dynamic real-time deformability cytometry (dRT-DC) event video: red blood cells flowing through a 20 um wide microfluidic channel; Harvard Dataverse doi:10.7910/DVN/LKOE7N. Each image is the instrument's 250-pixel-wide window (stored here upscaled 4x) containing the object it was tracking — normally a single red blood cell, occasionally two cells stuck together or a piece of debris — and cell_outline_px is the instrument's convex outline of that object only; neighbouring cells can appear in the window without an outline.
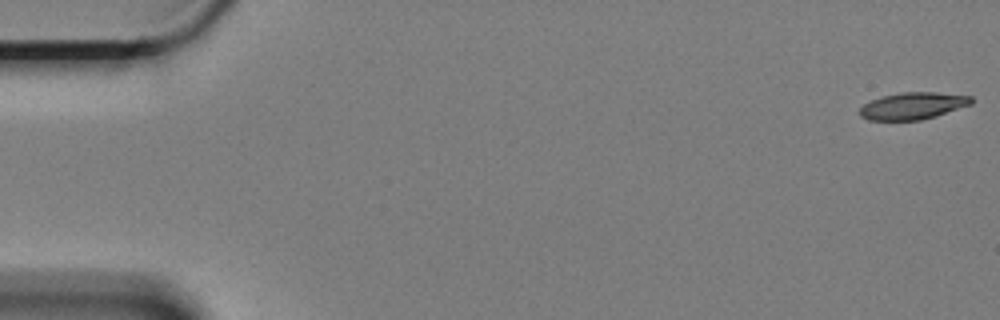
{"species": "Egyptian fruit bat (a non-hibernating species)", "species_latin": "Rousettus aegyptiacus", "temperature_condition": "cold", "stored_images_in_passage": 60, "camera_frame_rate_fps": 3000, "um_per_image_px": 0.085, "animal": {"sex": "female"}, "frame": {"image": 1, "passage_image": 1, "time_ms": 0.0, "image_size_px": [1000, 320], "cell_outline_px": [[972, 104], [936, 116], [920, 120], [868, 120], [860, 116], [860, 108], [864, 104], [872, 100], [884, 96], [900, 92], [936, 92], [972, 96]], "centroid_in_image_um": [77.61, 8.99], "position_along_channel_um": 7.4, "area_um2": 17.46}}
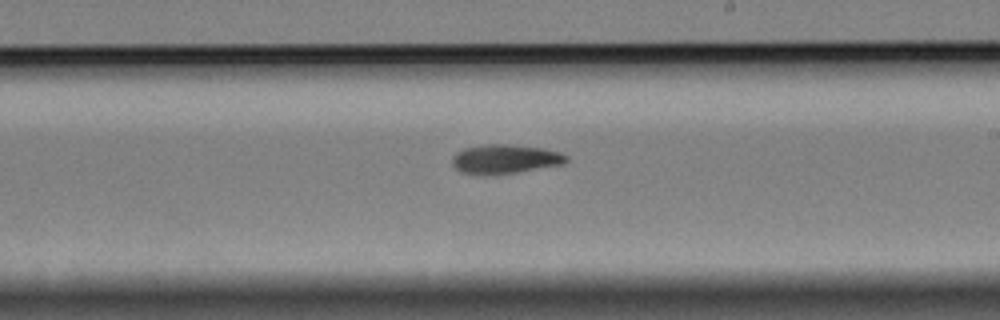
{"frame": {"image": 2, "passage_image": 35, "time_ms": 11.333, "image_size_px": [1000, 320], "cell_outline_px": [[568, 160], [564, 164], [496, 176], [480, 176], [460, 172], [452, 164], [452, 156], [456, 152], [464, 148], [488, 144], [508, 144], [544, 148], [560, 152], [568, 156]], "centroid_in_image_um": [42.91, 13.54], "position_along_channel_um": 246.1, "area_um2": 19.94}}
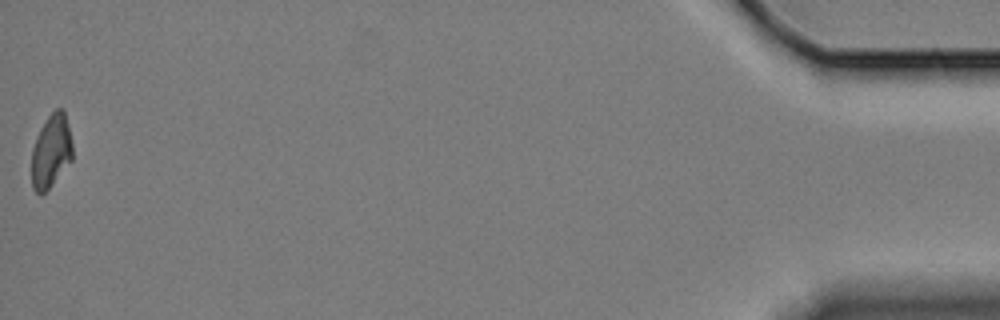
{"frame": {"image": 3, "passage_image": 60, "time_ms": 19.667, "image_size_px": [1000, 320], "cell_outline_px": [[72, 160], [52, 184], [44, 192], [36, 192], [32, 188], [32, 148], [36, 136], [40, 128], [48, 116], [56, 108], [64, 108], [72, 144]], "centroid_in_image_um": [4.34, 12.81], "position_along_channel_um": 430.9, "area_um2": 17.34}, "authors_computed_cell_mechanics": {"area_um2": 18.4382, "velocity_mm_per_s": 3.3362, "shape_relaxation_time_tau1_ms": 9.0172, "shape_relaxation_time_tau2_ms": null, "deformation_change_tau1": 0.1982, "deformation_change_tau2": null}}